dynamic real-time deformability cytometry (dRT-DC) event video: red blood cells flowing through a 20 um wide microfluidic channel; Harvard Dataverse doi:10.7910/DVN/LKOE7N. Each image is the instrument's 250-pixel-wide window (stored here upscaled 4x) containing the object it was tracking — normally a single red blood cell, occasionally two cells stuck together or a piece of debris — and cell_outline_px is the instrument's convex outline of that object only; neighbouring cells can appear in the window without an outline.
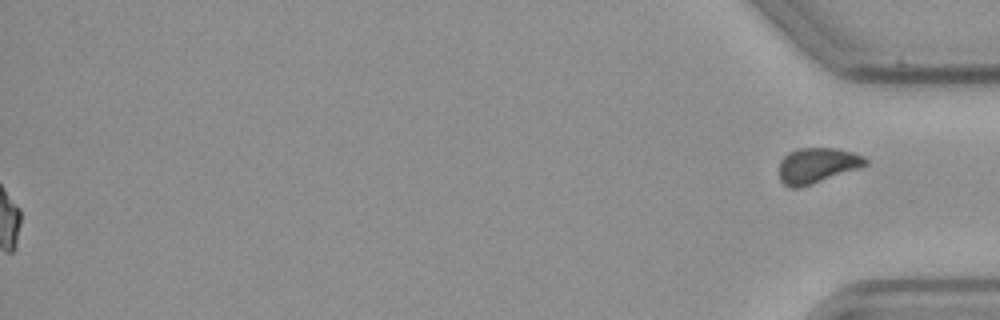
{"species": "common noctule bat (a hibernating species)", "species_latin": "Nyctalus noctula", "temperature_condition": "cold", "stored_images_in_passage": 58, "segment_of_instrument_passage": [2, 2], "camera_frame_rate_fps": 3000, "um_per_image_px": 0.085, "animal": {"sex": "male", "body_mass_g": 23.1, "forearm_length_mm": 52.7}, "frame": {"image": 1, "passage_image": 58, "time_ms": 19.0, "image_size_px": [1000, 320], "cell_outline_px": [[868, 164], [796, 188], [788, 188], [780, 180], [780, 160], [788, 152], [796, 148], [836, 148], [852, 152], [864, 156], [868, 160]], "centroid_in_image_um": [69.41, 14.02], "position_along_channel_um": 365.8, "area_um2": 17.34}}